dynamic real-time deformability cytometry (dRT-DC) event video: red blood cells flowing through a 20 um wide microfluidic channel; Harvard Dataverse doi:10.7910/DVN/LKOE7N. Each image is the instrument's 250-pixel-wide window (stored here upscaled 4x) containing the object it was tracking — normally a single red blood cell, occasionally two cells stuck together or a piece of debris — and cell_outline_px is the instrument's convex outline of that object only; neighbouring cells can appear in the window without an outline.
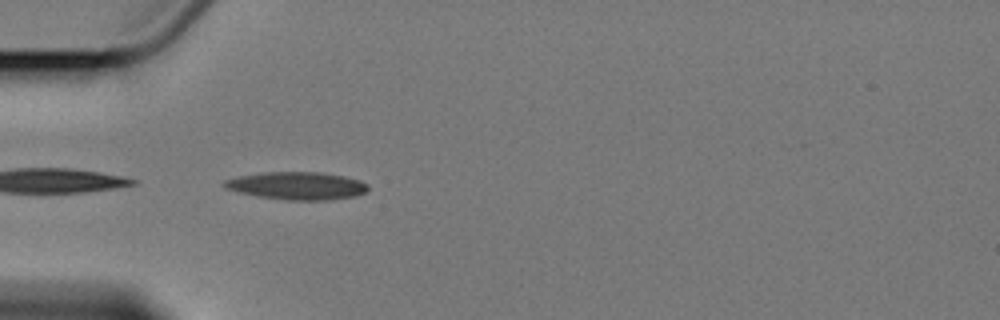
{"species": "Egyptian fruit bat (a non-hibernating species)", "species_latin": "Rousettus aegyptiacus", "temperature_condition": "cold", "stored_images_in_passage": 6, "camera_frame_rate_fps": 3000, "um_per_image_px": 0.085, "animal": {"sex": "female"}, "frame": {"image": 1, "passage_image": 5, "time_ms": 4.667, "image_size_px": [1000, 320], "cell_outline_px": [[368, 188], [364, 192], [356, 196], [332, 200], [288, 200], [260, 196], [240, 192], [224, 188], [220, 184], [224, 180], [240, 176], [264, 172], [316, 172], [344, 176], [360, 180], [368, 184]], "centroid_in_image_um": [25.25, 15.79], "position_along_channel_um": 59.8, "area_um2": 23.12}}
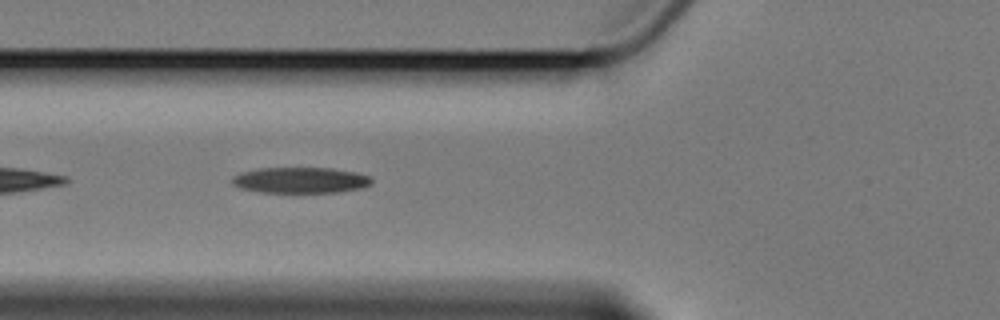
{"frame": {"image": 2, "passage_image": 6, "time_ms": 6.0, "image_size_px": [1000, 320], "cell_outline_px": [[372, 184], [364, 188], [336, 192], [292, 196], [260, 192], [240, 188], [232, 184], [232, 176], [240, 172], [260, 168], [332, 168], [356, 172], [368, 176], [372, 180]], "centroid_in_image_um": [25.52, 15.37], "position_along_channel_um": 100.3, "area_um2": 22.2}}